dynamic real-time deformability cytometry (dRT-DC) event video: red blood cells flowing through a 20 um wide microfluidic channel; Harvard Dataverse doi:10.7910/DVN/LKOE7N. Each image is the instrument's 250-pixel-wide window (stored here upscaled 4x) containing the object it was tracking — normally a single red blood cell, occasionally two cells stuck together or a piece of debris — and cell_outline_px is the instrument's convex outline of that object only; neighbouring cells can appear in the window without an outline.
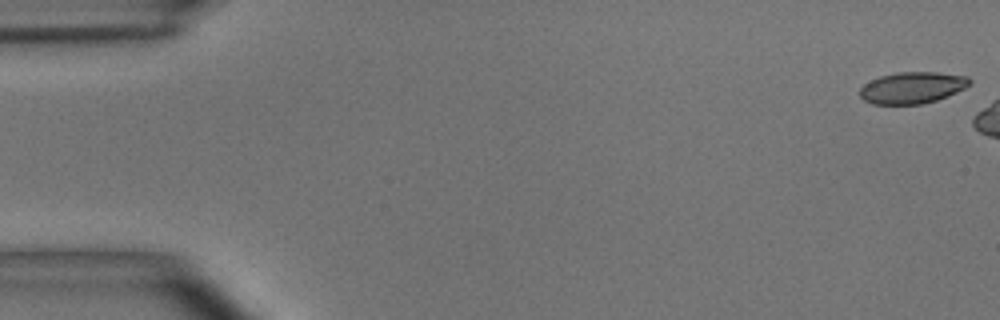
{"species": "common noctule bat (a hibernating species)", "species_latin": "Nyctalus noctula", "temperature_condition": "room temperature", "stored_images_in_passage": 6, "camera_frame_rate_fps": 3000, "um_per_image_px": 0.085, "animal": {"sex": "male", "body_mass_g": 15.6}, "frame": {"image": 1, "passage_image": 1, "time_ms": 0.0, "image_size_px": [1000, 320], "cell_outline_px": [[972, 80], [964, 88], [956, 92], [936, 100], [920, 104], [872, 104], [864, 100], [860, 96], [860, 88], [864, 84], [880, 76], [896, 72], [936, 72], [968, 76]], "centroid_in_image_um": [77.53, 7.45], "position_along_channel_um": 7.5, "area_um2": 20.06}}